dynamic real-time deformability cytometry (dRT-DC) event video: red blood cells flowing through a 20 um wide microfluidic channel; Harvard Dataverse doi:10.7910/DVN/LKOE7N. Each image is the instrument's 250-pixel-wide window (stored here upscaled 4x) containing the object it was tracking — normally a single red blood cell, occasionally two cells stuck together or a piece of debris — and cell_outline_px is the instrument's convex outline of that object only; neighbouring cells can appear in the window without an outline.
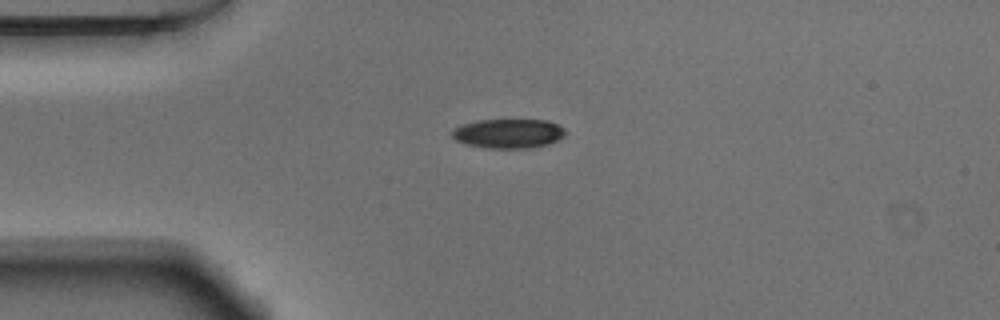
{"species": "Egyptian fruit bat (a non-hibernating species)", "species_latin": "Rousettus aegyptiacus", "temperature_condition": "warm", "stored_images_in_passage": 5, "camera_frame_rate_fps": 3000, "um_per_image_px": 0.085, "animal": {"sex": "male"}, "frame": {"image": 1, "passage_image": 1, "time_ms": 0.0, "image_size_px": [1000, 320], "cell_outline_px": [[564, 136], [548, 144], [528, 148], [488, 148], [468, 144], [456, 140], [452, 136], [452, 132], [456, 128], [464, 124], [476, 120], [548, 120], [564, 128]], "centroid_in_image_um": [43.23, 11.34], "position_along_channel_um": 41.8, "area_um2": 19.07}}